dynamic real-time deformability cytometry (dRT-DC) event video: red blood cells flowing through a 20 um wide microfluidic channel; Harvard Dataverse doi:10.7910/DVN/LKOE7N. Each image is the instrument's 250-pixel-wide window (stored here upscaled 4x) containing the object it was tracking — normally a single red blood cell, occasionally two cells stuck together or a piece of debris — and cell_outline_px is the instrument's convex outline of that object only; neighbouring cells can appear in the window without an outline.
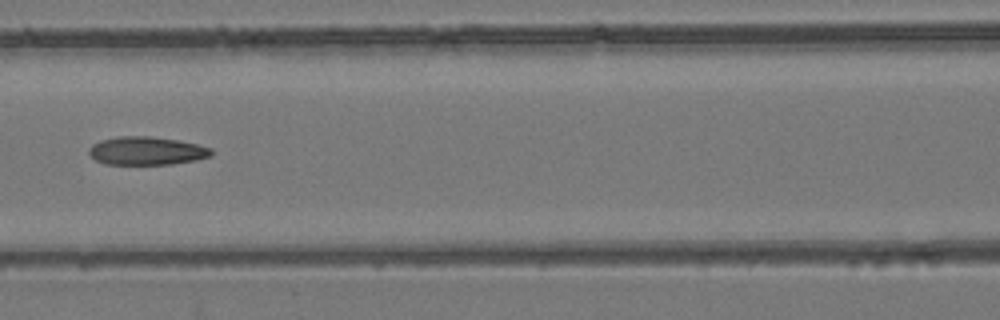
{"species": "common noctule bat (a hibernating species)", "species_latin": "Nyctalus noctula", "temperature_condition": "room temperature", "stored_images_in_passage": 9, "camera_frame_rate_fps": 3000, "um_per_image_px": 0.085, "animal": {"sex": "female", "body_mass_g": 24.6, "forearm_length_mm": 56.2}, "frame": {"image": 1, "passage_image": 7, "time_ms": 8.0, "image_size_px": [1000, 320], "cell_outline_px": [[212, 156], [196, 160], [172, 164], [104, 164], [96, 160], [88, 152], [88, 148], [92, 144], [100, 140], [120, 136], [148, 136], [176, 140], [196, 144], [212, 148]], "centroid_in_image_um": [12.45, 12.82], "position_along_channel_um": 154.2, "area_um2": 20.11}}
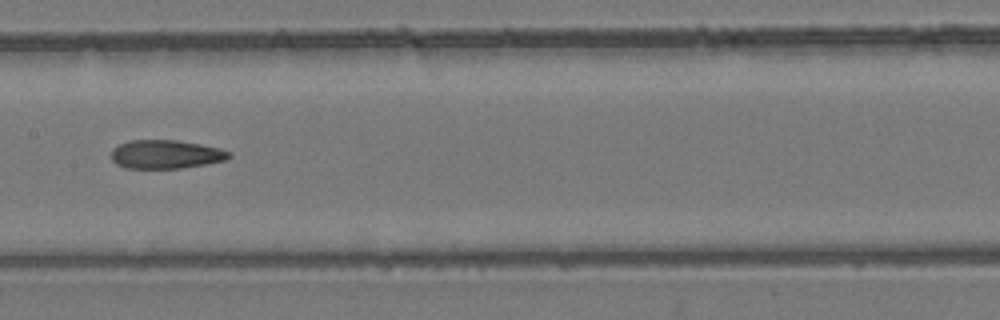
{"frame": {"image": 2, "passage_image": 8, "time_ms": 9.0, "image_size_px": [1000, 320], "cell_outline_px": [[232, 156], [228, 160], [180, 168], [124, 168], [116, 164], [112, 160], [112, 148], [120, 144], [132, 140], [176, 140], [200, 144], [220, 148], [232, 152]], "centroid_in_image_um": [14.12, 13.12], "position_along_channel_um": 193.3, "area_um2": 19.71}}
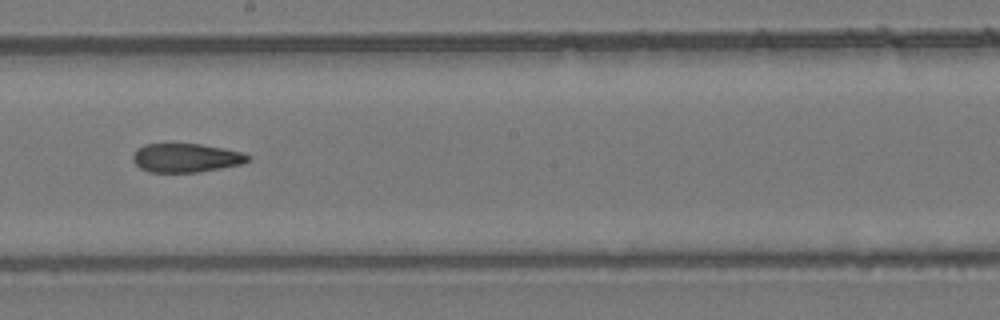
{"frame": {"image": 3, "passage_image": 9, "time_ms": 10.0, "image_size_px": [1000, 320], "cell_outline_px": [[252, 160], [244, 164], [196, 172], [148, 172], [140, 168], [132, 160], [132, 156], [136, 148], [144, 144], [200, 144], [224, 148], [240, 152], [252, 156]], "centroid_in_image_um": [15.82, 13.42], "position_along_channel_um": 232.4, "area_um2": 19.48}}